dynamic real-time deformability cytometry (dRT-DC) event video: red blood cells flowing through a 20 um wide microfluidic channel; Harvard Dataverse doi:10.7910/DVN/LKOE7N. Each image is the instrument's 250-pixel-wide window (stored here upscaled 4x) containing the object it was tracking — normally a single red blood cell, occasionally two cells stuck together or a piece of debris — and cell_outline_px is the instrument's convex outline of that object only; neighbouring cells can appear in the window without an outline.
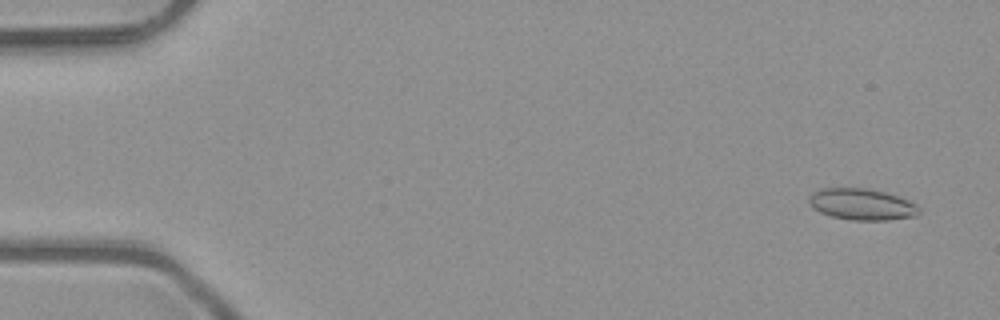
{"species": "common noctule bat (a hibernating species)", "species_latin": "Nyctalus noctula", "temperature_condition": "room temperature", "stored_images_in_passage": 5, "camera_frame_rate_fps": 3000, "um_per_image_px": 0.085, "animal": {"sex": "male", "body_mass_g": 23.1, "forearm_length_mm": 52.7}, "frame": {"image": 1, "passage_image": 1, "time_ms": 0.0, "image_size_px": [1000, 320], "cell_outline_px": [[920, 212], [916, 216], [888, 220], [852, 220], [832, 216], [820, 212], [812, 208], [808, 200], [812, 192], [820, 188], [864, 188], [884, 192], [908, 200], [916, 204], [920, 208]], "centroid_in_image_um": [73.24, 17.37], "position_along_channel_um": 11.8, "area_um2": 20.11}}
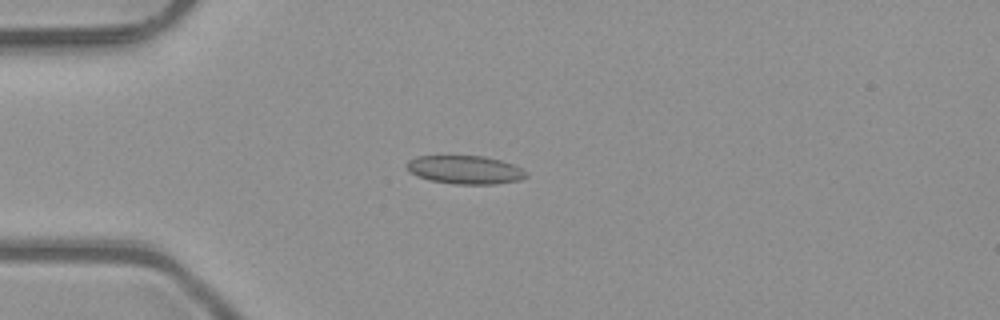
{"frame": {"image": 2, "passage_image": 4, "time_ms": 1.0, "image_size_px": [1000, 320], "cell_outline_px": [[528, 176], [520, 180], [496, 184], [456, 184], [428, 180], [416, 176], [408, 168], [408, 160], [416, 156], [484, 156], [500, 160], [512, 164], [520, 168]], "centroid_in_image_um": [39.53, 14.43], "position_along_channel_um": 45.5, "area_um2": 19.59}}